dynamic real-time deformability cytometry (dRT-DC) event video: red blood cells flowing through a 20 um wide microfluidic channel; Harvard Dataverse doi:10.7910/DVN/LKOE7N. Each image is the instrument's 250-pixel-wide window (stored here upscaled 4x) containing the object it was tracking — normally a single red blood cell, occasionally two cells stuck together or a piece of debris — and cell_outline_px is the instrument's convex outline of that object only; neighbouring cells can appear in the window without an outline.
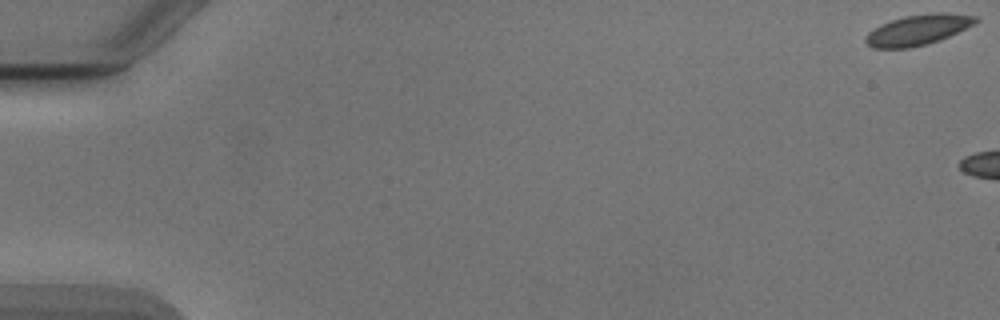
{"species": "Egyptian fruit bat (a non-hibernating species)", "species_latin": "Rousettus aegyptiacus", "temperature_condition": "cold", "stored_images_in_passage": 5, "camera_frame_rate_fps": 3000, "um_per_image_px": 0.085, "animal": {"sex": "male"}, "frame": {"image": 1, "passage_image": 1, "time_ms": 0.0, "image_size_px": [1000, 320], "cell_outline_px": [[980, 20], [940, 40], [908, 48], [872, 48], [864, 40], [868, 32], [880, 24], [904, 16], [932, 12], [948, 12], [976, 16]], "centroid_in_image_um": [78.0, 2.52], "position_along_channel_um": 7.0, "area_um2": 19.36}}